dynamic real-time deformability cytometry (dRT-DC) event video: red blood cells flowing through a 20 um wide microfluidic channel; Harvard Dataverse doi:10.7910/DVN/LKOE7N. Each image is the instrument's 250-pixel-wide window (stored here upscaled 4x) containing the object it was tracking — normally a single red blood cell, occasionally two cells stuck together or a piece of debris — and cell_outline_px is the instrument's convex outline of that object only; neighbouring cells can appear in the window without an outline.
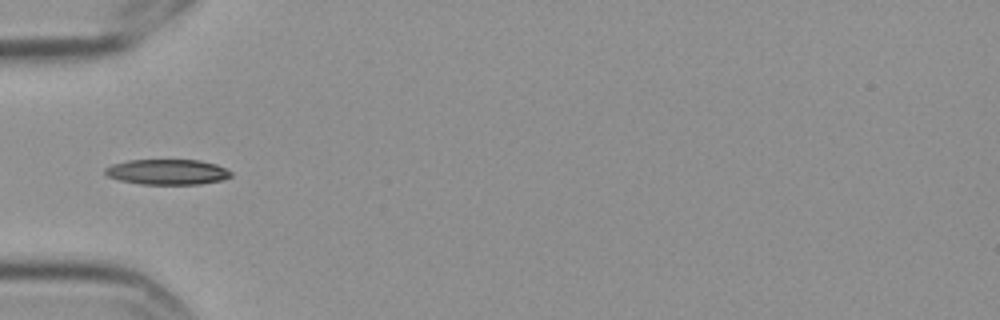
{"species": "Egyptian fruit bat (a non-hibernating species)", "species_latin": "Rousettus aegyptiacus", "temperature_condition": "cold", "stored_images_in_passage": 11, "segment_of_instrument_passage": [2, 2], "camera_frame_rate_fps": 3000, "um_per_image_px": 0.085, "frame": {"image": 1, "passage_image": 5, "time_ms": 1.333, "image_size_px": [1000, 320], "cell_outline_px": [[232, 176], [224, 180], [200, 184], [140, 184], [120, 180], [108, 176], [104, 172], [104, 168], [112, 164], [128, 160], [200, 160], [216, 164], [232, 172]], "centroid_in_image_um": [14.24, 14.61], "position_along_channel_um": 70.8, "area_um2": 18.67}}
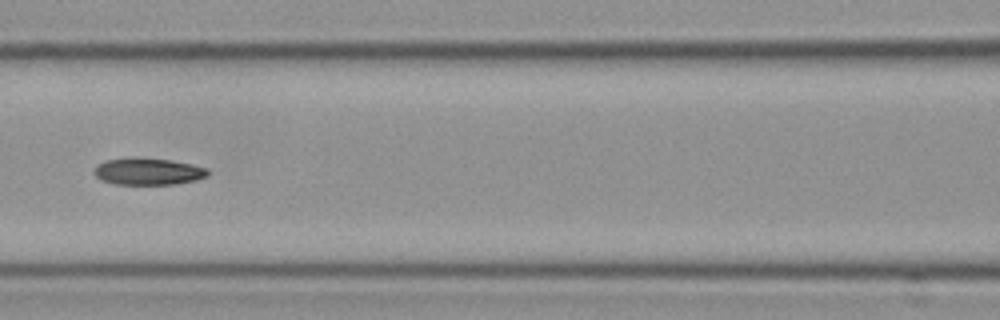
{"frame": {"image": 2, "passage_image": 7, "time_ms": 2.0, "image_size_px": [1000, 320], "cell_outline_px": [[208, 176], [196, 180], [172, 184], [116, 184], [100, 180], [92, 172], [96, 164], [104, 160], [132, 156], [140, 156], [172, 160], [192, 164], [208, 168]], "centroid_in_image_um": [12.54, 14.54], "position_along_channel_um": 154.1, "area_um2": 18.32}}
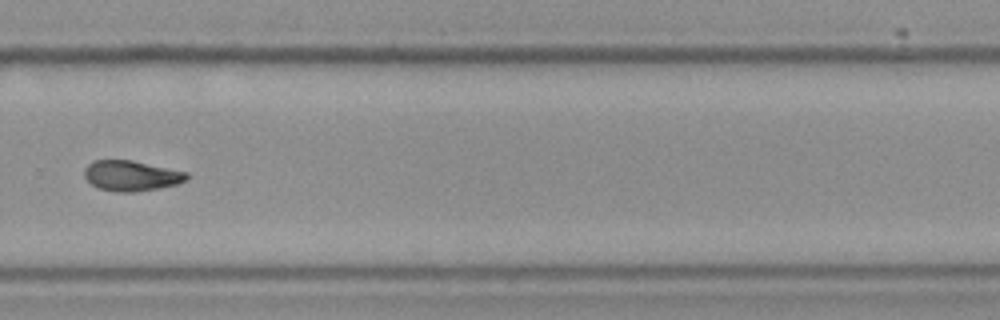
{"frame": {"image": 3, "passage_image": 11, "time_ms": 3.333, "image_size_px": [1000, 320], "cell_outline_px": [[188, 176], [184, 180], [176, 184], [136, 192], [112, 192], [100, 188], [92, 184], [84, 176], [84, 168], [92, 160], [132, 160], [188, 172]], "centroid_in_image_um": [11.12, 14.93], "position_along_channel_um": 318.7, "area_um2": 18.03}}